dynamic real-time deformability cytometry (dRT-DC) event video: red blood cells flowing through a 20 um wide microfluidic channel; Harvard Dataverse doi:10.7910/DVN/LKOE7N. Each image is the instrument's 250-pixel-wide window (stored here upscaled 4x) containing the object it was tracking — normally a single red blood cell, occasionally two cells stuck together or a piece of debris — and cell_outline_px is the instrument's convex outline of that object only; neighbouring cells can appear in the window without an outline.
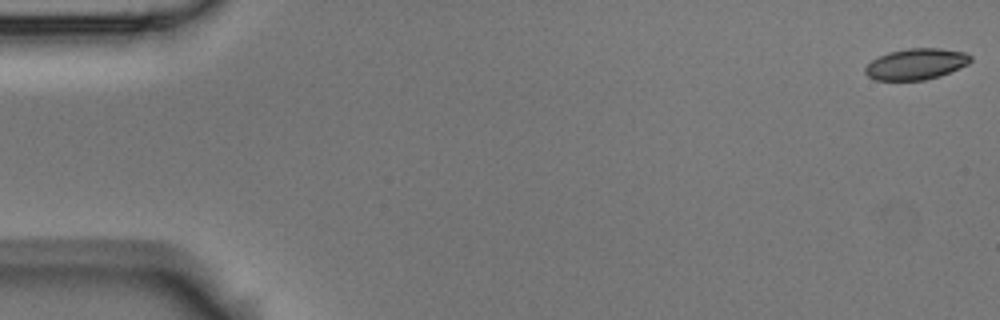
{"species": "Egyptian fruit bat (a non-hibernating species)", "species_latin": "Rousettus aegyptiacus", "temperature_condition": "room temperature", "stored_images_in_passage": 5, "camera_frame_rate_fps": 3000, "um_per_image_px": 0.085, "animal": {"sex": "male"}, "frame": {"image": 1, "passage_image": 1, "time_ms": 0.0, "image_size_px": [1000, 320], "cell_outline_px": [[972, 60], [968, 64], [940, 76], [924, 80], [876, 80], [868, 76], [864, 72], [864, 68], [872, 60], [888, 52], [908, 48], [940, 48], [964, 52], [972, 56]], "centroid_in_image_um": [77.87, 5.44], "position_along_channel_um": 7.1, "area_um2": 19.07}}
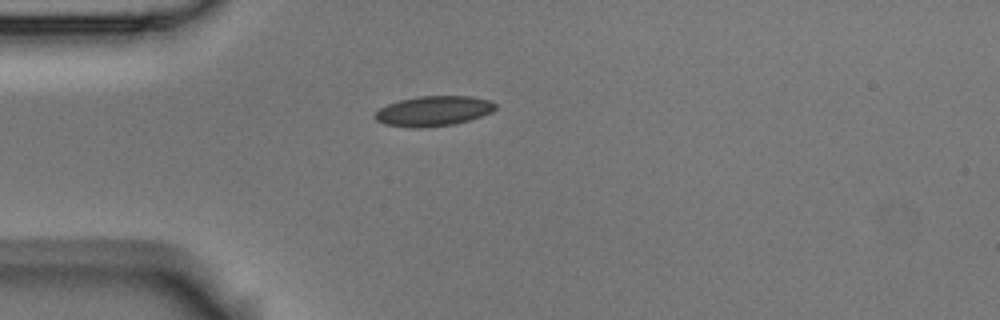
{"frame": {"image": 2, "passage_image": 5, "time_ms": 1.333, "image_size_px": [1000, 320], "cell_outline_px": [[496, 108], [492, 112], [468, 120], [452, 124], [424, 128], [408, 128], [384, 124], [376, 120], [372, 116], [380, 108], [388, 104], [400, 100], [420, 96], [472, 96], [488, 100], [496, 104]], "centroid_in_image_um": [36.81, 9.44], "position_along_channel_um": 48.2, "area_um2": 21.1}}